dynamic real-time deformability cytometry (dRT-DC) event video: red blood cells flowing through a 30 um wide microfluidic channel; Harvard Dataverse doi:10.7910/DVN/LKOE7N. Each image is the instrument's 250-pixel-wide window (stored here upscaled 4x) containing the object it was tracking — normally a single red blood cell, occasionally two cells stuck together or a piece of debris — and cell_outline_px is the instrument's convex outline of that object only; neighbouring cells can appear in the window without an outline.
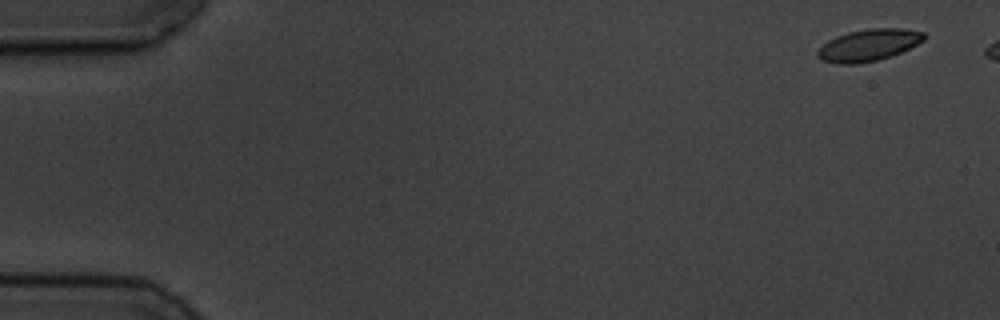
{"species": "common noctule bat (a hibernating species)", "species_latin": "Nyctalus noctula", "temperature_condition": "cold", "stored_images_in_passage": 14, "camera_frame_rate_fps": 3000, "um_per_image_px": 0.085, "animal": {"sex": "male", "body_mass_g": 19.5, "forearm_length_mm": 54.6}, "frame": {"image": 1, "passage_image": 1, "time_ms": 0.0, "image_size_px": [1000, 320], "cell_outline_px": [[928, 36], [924, 40], [892, 56], [876, 60], [856, 64], [840, 64], [824, 60], [816, 56], [816, 52], [828, 40], [836, 36], [848, 32], [868, 28], [904, 28], [924, 32]], "centroid_in_image_um": [73.85, 3.82], "position_along_channel_um": 11.2, "area_um2": 19.71}}
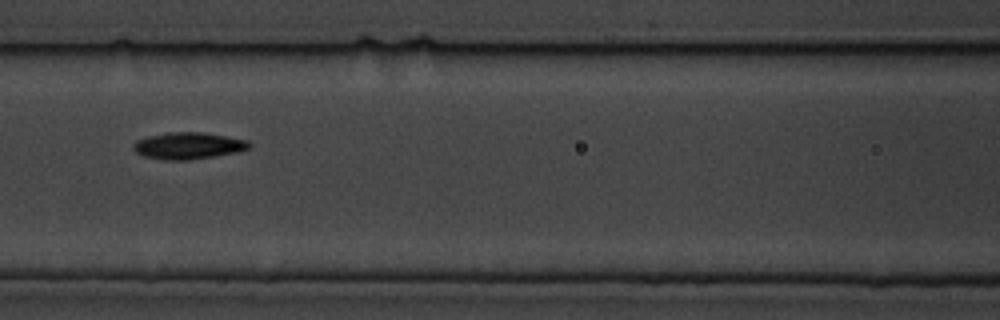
{"frame": {"image": 2, "passage_image": 8, "time_ms": 10.333, "image_size_px": [1000, 320], "cell_outline_px": [[252, 148], [236, 152], [216, 156], [188, 160], [164, 160], [144, 156], [136, 152], [132, 148], [132, 144], [136, 140], [148, 136], [168, 132], [204, 132], [248, 140], [252, 144]], "centroid_in_image_um": [16.01, 12.38], "position_along_channel_um": 150.6, "area_um2": 18.26}}
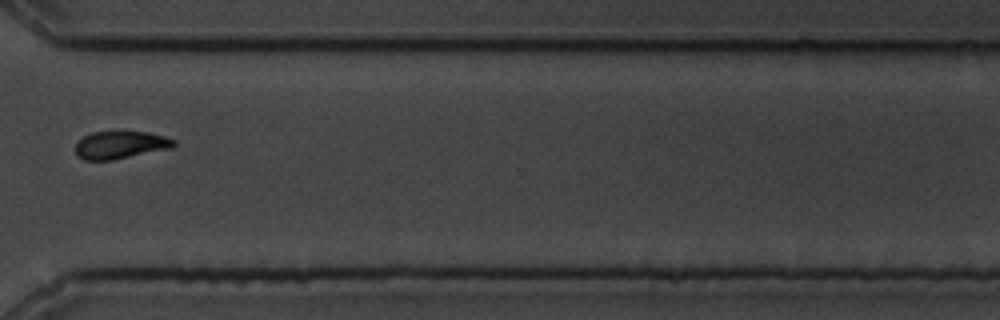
{"frame": {"image": 3, "passage_image": 13, "time_ms": 16.333, "image_size_px": [1000, 320], "cell_outline_px": [[176, 144], [172, 148], [112, 160], [84, 160], [76, 156], [76, 144], [84, 136], [92, 132], [148, 132], [164, 136], [176, 140]], "centroid_in_image_um": [10.25, 12.33], "position_along_channel_um": 360.4, "area_um2": 15.78}, "authors_computed_cell_mechanics": {"area_um2": 18.0336, "velocity_mm_per_s": 3.5065, "shape_relaxation_time_tau1_ms": 2.1732, "shape_relaxation_time_tau2_ms": 6.637, "deformation_change_tau1": 0.0871, "deformation_change_tau2": 0.1172}}